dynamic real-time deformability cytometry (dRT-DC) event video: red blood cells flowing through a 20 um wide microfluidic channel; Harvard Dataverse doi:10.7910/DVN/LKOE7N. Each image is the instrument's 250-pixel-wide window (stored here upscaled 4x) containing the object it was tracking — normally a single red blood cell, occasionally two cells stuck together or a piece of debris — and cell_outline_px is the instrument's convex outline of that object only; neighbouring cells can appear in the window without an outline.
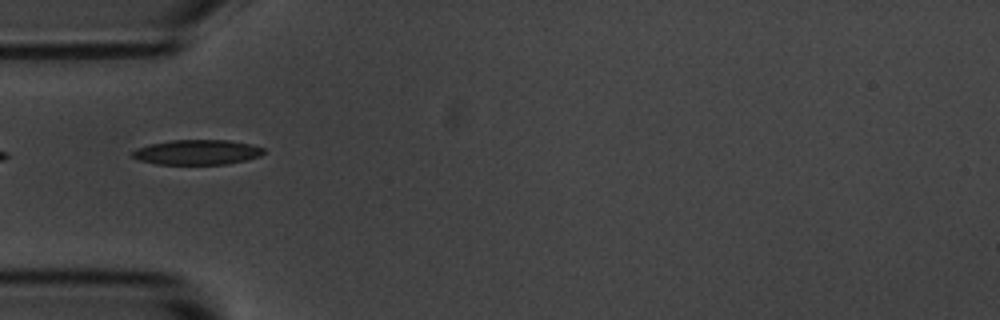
{"species": "common noctule bat (a hibernating species)", "species_latin": "Nyctalus noctula", "temperature_condition": "room temperature", "stored_images_in_passage": 1, "camera_frame_rate_fps": 3000, "um_per_image_px": 0.085, "animal": {"sex": "male", "body_mass_g": 20.1, "forearm_length_mm": 53.5}, "frame": {"image": 1, "passage_image": 1, "time_ms": 0.0, "image_size_px": [1000, 320], "cell_outline_px": [[264, 152], [260, 156], [228, 164], [156, 164], [140, 160], [132, 156], [128, 152], [136, 148], [148, 144], [172, 140], [228, 140], [252, 144], [264, 148]], "centroid_in_image_um": [16.72, 12.93], "position_along_channel_um": 68.3, "area_um2": 19.19}}